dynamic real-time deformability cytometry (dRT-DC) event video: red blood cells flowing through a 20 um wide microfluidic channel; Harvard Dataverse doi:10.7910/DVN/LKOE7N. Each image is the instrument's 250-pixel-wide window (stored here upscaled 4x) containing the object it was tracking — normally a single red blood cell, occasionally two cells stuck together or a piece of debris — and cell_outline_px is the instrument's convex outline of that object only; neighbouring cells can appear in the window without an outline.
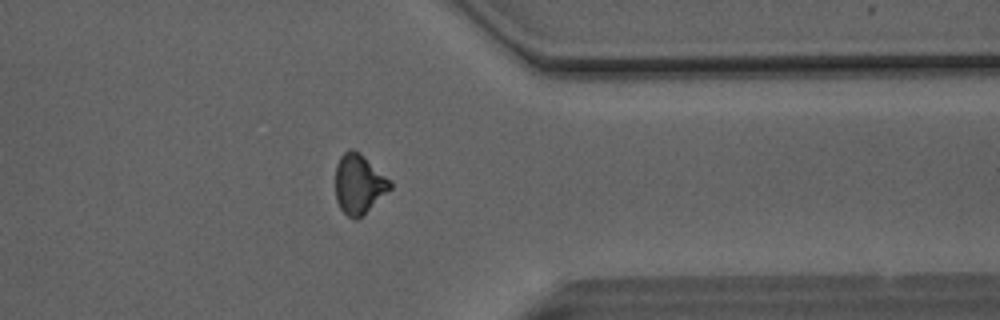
{"species": "Egyptian fruit bat (a non-hibernating species)", "species_latin": "Rousettus aegyptiacus", "temperature_condition": "room temperature", "stored_images_in_passage": 47, "camera_frame_rate_fps": 3000, "um_per_image_px": 0.085, "animal": {"sex": "male"}, "frame": {"image": 1, "passage_image": 40, "time_ms": 13.0, "image_size_px": [1000, 320], "cell_outline_px": [[392, 188], [356, 220], [348, 216], [340, 208], [336, 200], [336, 168], [340, 156], [348, 148], [352, 148], [360, 152], [392, 180]], "centroid_in_image_um": [30.52, 15.6], "position_along_channel_um": 380.9, "area_um2": 19.02}}